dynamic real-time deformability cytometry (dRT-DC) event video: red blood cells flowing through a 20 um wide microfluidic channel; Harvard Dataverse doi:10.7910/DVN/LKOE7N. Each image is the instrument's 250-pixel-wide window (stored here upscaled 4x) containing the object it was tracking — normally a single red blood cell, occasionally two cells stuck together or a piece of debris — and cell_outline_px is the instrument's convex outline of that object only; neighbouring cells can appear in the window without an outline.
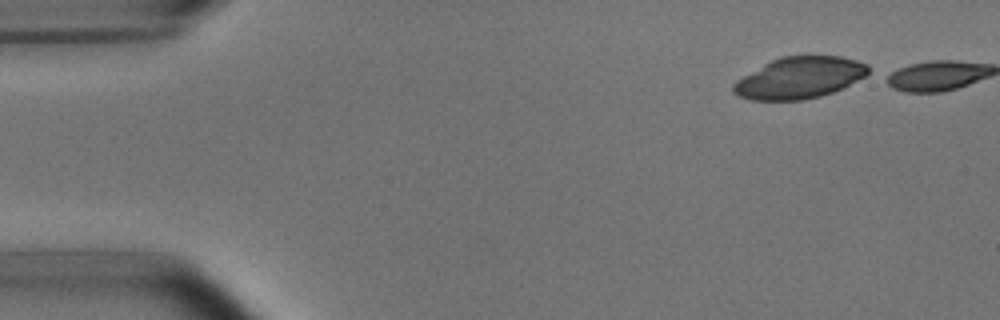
{"species": "common noctule bat (a hibernating species)", "species_latin": "Nyctalus noctula", "temperature_condition": "room temperature", "stored_images_in_passage": 2, "camera_frame_rate_fps": 3000, "um_per_image_px": 0.085, "animal": {"sex": "male", "body_mass_g": 15.6}, "frame": {"image": 1, "passage_image": 1, "time_ms": 0.0, "image_size_px": [1000, 320], "cell_outline_px": [[868, 72], [864, 76], [832, 92], [820, 96], [804, 100], [752, 100], [740, 96], [732, 92], [732, 84], [736, 80], [764, 64], [780, 56], [840, 56], [856, 60], [868, 64]], "centroid_in_image_um": [67.91, 6.61], "position_along_channel_um": 17.1, "area_um2": 32.31}}